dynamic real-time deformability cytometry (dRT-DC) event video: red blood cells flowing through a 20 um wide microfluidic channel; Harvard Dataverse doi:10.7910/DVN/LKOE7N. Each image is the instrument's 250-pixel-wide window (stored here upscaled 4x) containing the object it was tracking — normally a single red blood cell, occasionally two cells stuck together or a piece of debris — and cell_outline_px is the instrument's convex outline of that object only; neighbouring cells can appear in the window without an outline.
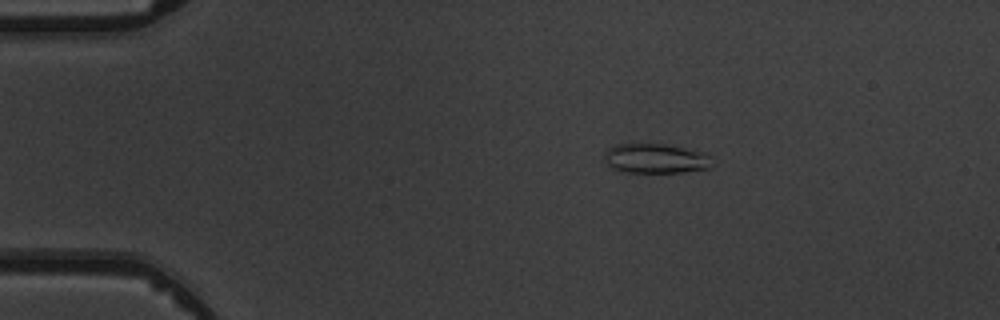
{"species": "common noctule bat (a hibernating species)", "species_latin": "Nyctalus noctula", "temperature_condition": "warm", "stored_images_in_passage": 10, "camera_frame_rate_fps": 3000, "um_per_image_px": 0.085, "animal": {"sex": "male", "body_mass_g": 19.5, "forearm_length_mm": 54.6}, "frame": {"image": 1, "passage_image": 3, "time_ms": 3.0, "image_size_px": [1000, 320], "cell_outline_px": [[712, 168], [680, 172], [628, 172], [612, 168], [604, 160], [604, 152], [608, 148], [616, 144], [664, 144], [704, 152], [712, 156]], "centroid_in_image_um": [55.75, 13.47], "position_along_channel_um": 29.2, "area_um2": 18.67}}
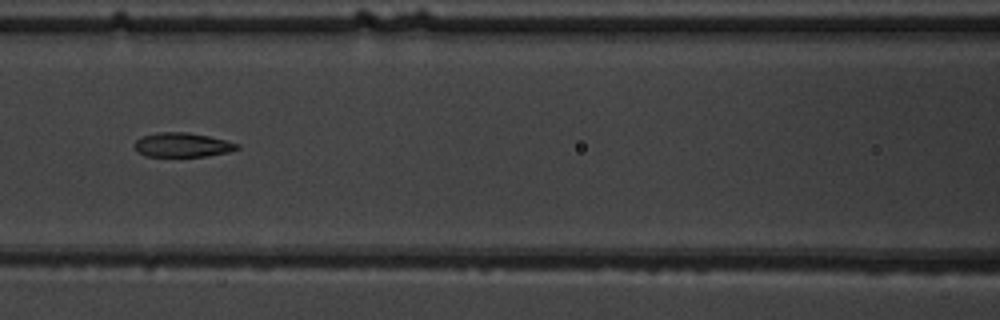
{"frame": {"image": 2, "passage_image": 7, "time_ms": 7.667, "image_size_px": [1000, 320], "cell_outline_px": [[240, 148], [228, 152], [208, 156], [144, 156], [136, 152], [136, 140], [144, 136], [156, 132], [188, 132], [208, 136], [240, 144]], "centroid_in_image_um": [15.51, 12.32], "position_along_channel_um": 151.1, "area_um2": 14.45}}
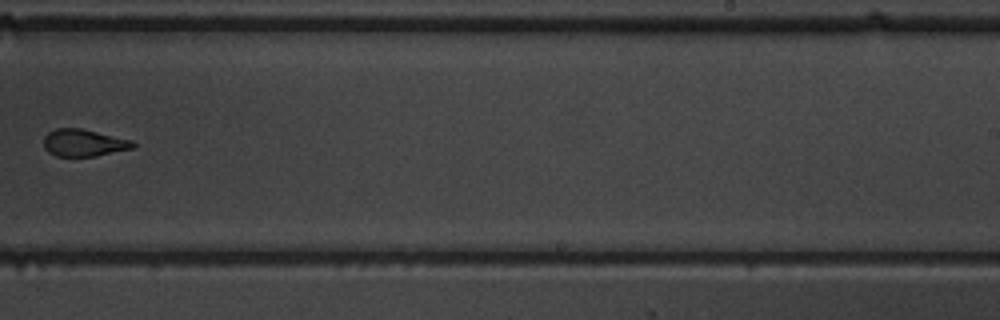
{"frame": {"image": 3, "passage_image": 10, "time_ms": 11.0, "image_size_px": [1000, 320], "cell_outline_px": [[136, 144], [132, 148], [96, 156], [56, 156], [48, 152], [44, 148], [44, 136], [48, 132], [56, 128], [80, 128], [132, 140]], "centroid_in_image_um": [7.09, 12.14], "position_along_channel_um": 281.9, "area_um2": 14.05}}